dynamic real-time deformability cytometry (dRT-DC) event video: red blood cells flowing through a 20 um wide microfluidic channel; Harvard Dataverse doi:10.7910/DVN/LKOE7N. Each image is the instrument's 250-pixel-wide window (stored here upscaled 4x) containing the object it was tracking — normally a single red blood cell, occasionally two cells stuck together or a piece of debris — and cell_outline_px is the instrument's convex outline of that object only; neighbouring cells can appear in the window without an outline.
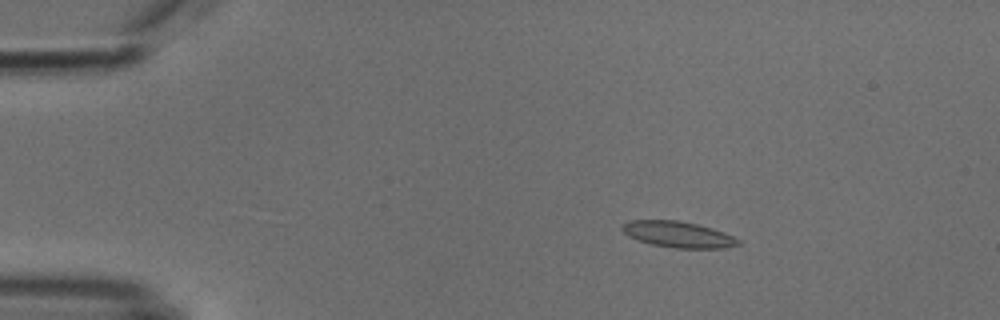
{"species": "common noctule bat (a hibernating species)", "species_latin": "Nyctalus noctula", "temperature_condition": "cold", "stored_images_in_passage": 54, "camera_frame_rate_fps": 3000, "um_per_image_px": 0.085, "animal": {"sex": "male", "body_mass_g": 18.8}, "frame": {"image": 1, "passage_image": 10, "time_ms": 3.0, "image_size_px": [1000, 320], "cell_outline_px": [[740, 244], [724, 248], [676, 248], [652, 244], [628, 236], [620, 228], [620, 224], [628, 220], [680, 220], [712, 228], [724, 232], [740, 240]], "centroid_in_image_um": [57.61, 19.91], "position_along_channel_um": 27.4, "area_um2": 17.63}}
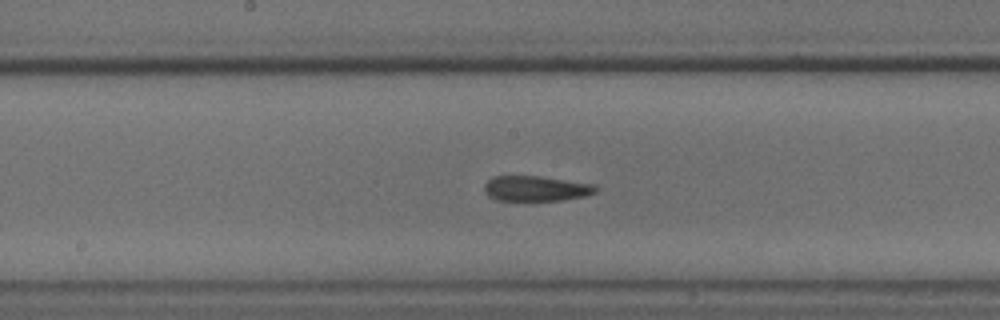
{"frame": {"image": 2, "passage_image": 29, "time_ms": 9.333, "image_size_px": [1000, 320], "cell_outline_px": [[596, 192], [584, 196], [560, 200], [496, 200], [488, 196], [484, 192], [484, 184], [492, 176], [540, 176], [596, 184]], "centroid_in_image_um": [45.53, 16.01], "position_along_channel_um": 202.7, "area_um2": 16.42}}
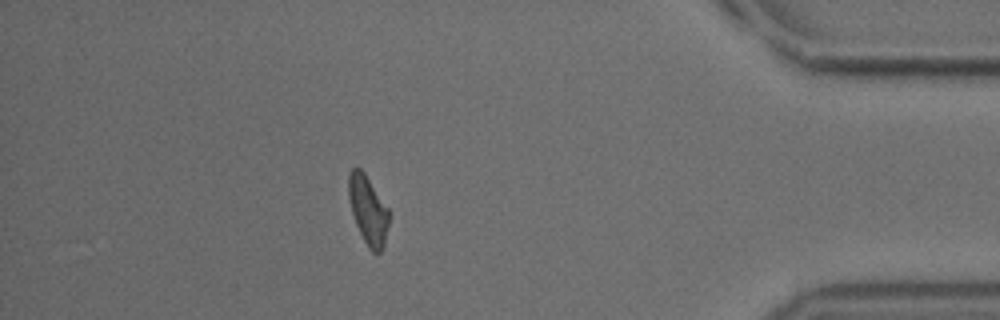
{"frame": {"image": 3, "passage_image": 48, "time_ms": 15.667, "image_size_px": [1000, 320], "cell_outline_px": [[388, 224], [384, 244], [380, 252], [376, 256], [368, 248], [356, 224], [352, 212], [348, 196], [348, 176], [352, 168], [356, 164], [364, 172], [388, 208]], "centroid_in_image_um": [31.26, 17.84], "position_along_channel_um": 403.9, "area_um2": 16.07}, "authors_computed_cell_mechanics": {"area_um2": 16.9065, "velocity_mm_per_s": 3.8093, "shape_relaxation_time_tau1_ms": null, "shape_relaxation_time_tau2_ms": 6.6366, "deformation_change_tau1": null, "deformation_change_tau2": 0.1481}}